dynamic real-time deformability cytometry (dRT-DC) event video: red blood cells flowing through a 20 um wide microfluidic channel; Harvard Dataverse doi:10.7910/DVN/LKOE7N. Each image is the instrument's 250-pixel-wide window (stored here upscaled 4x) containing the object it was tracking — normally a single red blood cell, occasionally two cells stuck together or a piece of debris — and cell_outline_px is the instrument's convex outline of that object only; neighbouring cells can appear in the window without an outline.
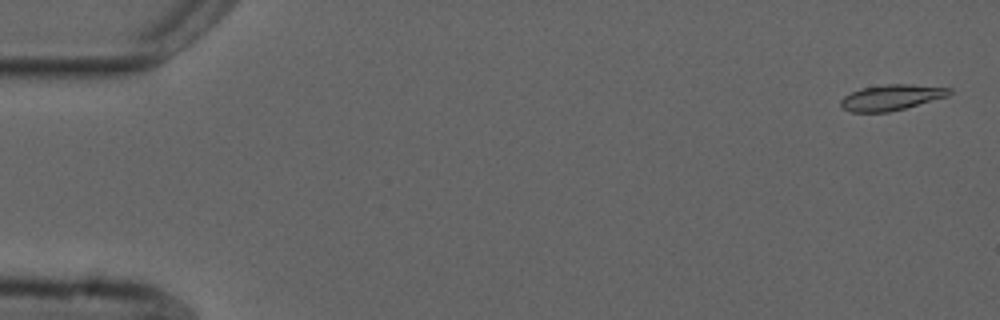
{"species": "common noctule bat (a hibernating species)", "species_latin": "Nyctalus noctula", "temperature_condition": "cold", "stored_images_in_passage": 55, "camera_frame_rate_fps": 3000, "um_per_image_px": 0.085, "animal": {"sex": "male", "forearm_length_mm": 52.5}, "frame": {"image": 1, "passage_image": 2, "time_ms": 0.333, "image_size_px": [1000, 320], "cell_outline_px": [[952, 92], [948, 96], [904, 108], [888, 112], [852, 112], [844, 108], [840, 104], [840, 100], [844, 96], [860, 88], [888, 84], [912, 84], [952, 88]], "centroid_in_image_um": [75.77, 8.27], "position_along_channel_um": 9.2, "area_um2": 16.13}}
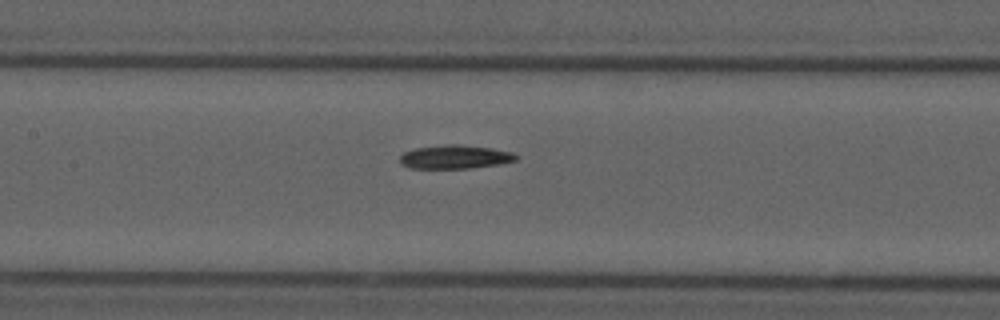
{"frame": {"image": 2, "passage_image": 26, "time_ms": 8.333, "image_size_px": [1000, 320], "cell_outline_px": [[520, 156], [516, 160], [500, 164], [472, 168], [412, 168], [400, 164], [400, 156], [404, 152], [416, 148], [448, 144], [456, 144], [492, 148], [512, 152]], "centroid_in_image_um": [38.7, 13.34], "position_along_channel_um": 168.7, "area_um2": 16.01}}
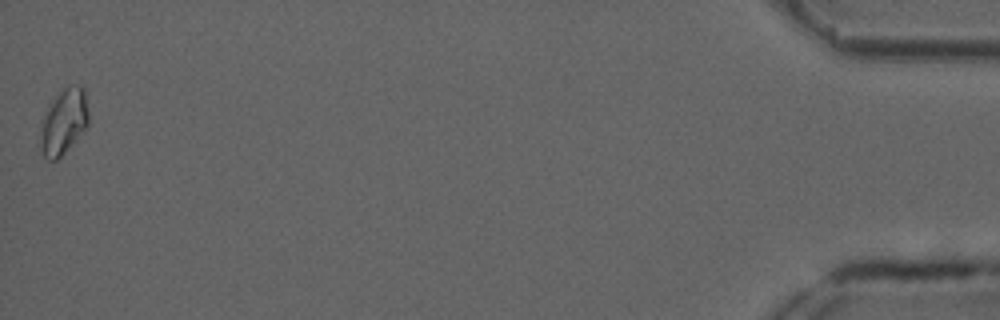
{"frame": {"image": 3, "passage_image": 55, "time_ms": 18.0, "image_size_px": [1000, 320], "cell_outline_px": [[88, 124], [64, 152], [56, 160], [48, 160], [44, 156], [40, 140], [40, 120], [48, 104], [68, 84], [72, 84], [84, 88], [88, 112]], "centroid_in_image_um": [5.38, 10.3], "position_along_channel_um": 429.8, "area_um2": 18.21}, "authors_computed_cell_mechanics": {"area_um2": 16.0106, "velocity_mm_per_s": 3.7154, "shape_relaxation_time_tau1_ms": 6.7355, "shape_relaxation_time_tau2_ms": null, "deformation_change_tau1": 0.1786, "deformation_change_tau2": null}}